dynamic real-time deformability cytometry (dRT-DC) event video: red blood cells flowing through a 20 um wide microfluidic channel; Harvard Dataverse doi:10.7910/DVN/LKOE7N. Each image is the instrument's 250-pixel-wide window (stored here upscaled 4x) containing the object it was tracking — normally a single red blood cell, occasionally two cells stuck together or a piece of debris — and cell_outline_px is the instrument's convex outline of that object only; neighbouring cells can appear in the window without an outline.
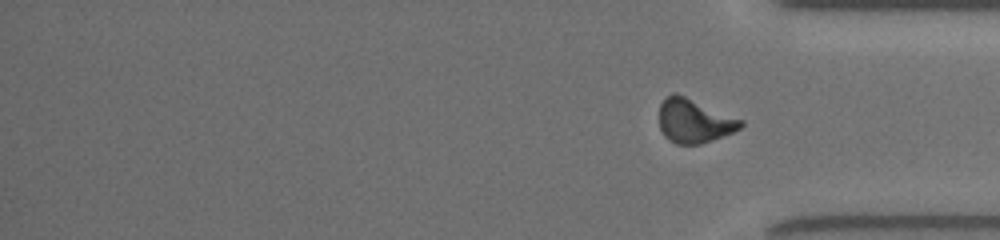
{"species": "common noctule bat (a hibernating species)", "species_latin": "Nyctalus noctula", "temperature_condition": "room temperature", "stored_images_in_passage": 29, "camera_frame_rate_fps": 3000, "um_per_image_px": 0.085, "animal": {"sex": "female", "body_mass_g": 19.5, "forearm_length_mm": 54.1}, "frame": {"image": 1, "passage_image": 29, "time_ms": 17.333, "image_size_px": [1000, 240], "cell_outline_px": [[744, 124], [740, 128], [732, 132], [712, 140], [700, 144], [676, 144], [668, 140], [664, 136], [660, 128], [660, 104], [672, 92], [676, 92], [744, 120]], "centroid_in_image_um": [59.0, 10.27], "position_along_channel_um": 376.2, "area_um2": 20.87}, "authors_computed_cell_mechanics": {"area_um2": 23.12, "velocity_mm_per_s": 4.0198, "shape_relaxation_time_tau1_ms": 5.2151, "shape_relaxation_time_tau2_ms": 1.9115, "deformation_change_tau1": 0.1746, "deformation_change_tau2": 0.0665}}